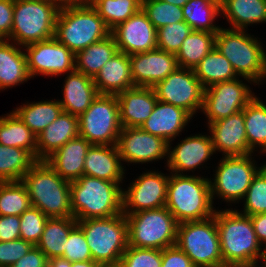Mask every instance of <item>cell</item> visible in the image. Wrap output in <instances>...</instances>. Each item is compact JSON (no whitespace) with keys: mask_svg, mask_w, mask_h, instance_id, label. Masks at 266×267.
<instances>
[{"mask_svg":"<svg viewBox=\"0 0 266 267\" xmlns=\"http://www.w3.org/2000/svg\"><path fill=\"white\" fill-rule=\"evenodd\" d=\"M220 250L224 264L253 265L264 251L255 234L250 216L237 210L215 211Z\"/></svg>","mask_w":266,"mask_h":267,"instance_id":"cell-1","label":"cell"},{"mask_svg":"<svg viewBox=\"0 0 266 267\" xmlns=\"http://www.w3.org/2000/svg\"><path fill=\"white\" fill-rule=\"evenodd\" d=\"M21 181L31 205L48 218L73 217L70 182L56 173L45 160H37Z\"/></svg>","mask_w":266,"mask_h":267,"instance_id":"cell-2","label":"cell"},{"mask_svg":"<svg viewBox=\"0 0 266 267\" xmlns=\"http://www.w3.org/2000/svg\"><path fill=\"white\" fill-rule=\"evenodd\" d=\"M73 218H109L123 213L120 184L96 177L83 175L70 182Z\"/></svg>","mask_w":266,"mask_h":267,"instance_id":"cell-3","label":"cell"},{"mask_svg":"<svg viewBox=\"0 0 266 267\" xmlns=\"http://www.w3.org/2000/svg\"><path fill=\"white\" fill-rule=\"evenodd\" d=\"M165 207L178 223L212 217L216 209L213 206L210 179L172 173L167 184Z\"/></svg>","mask_w":266,"mask_h":267,"instance_id":"cell-4","label":"cell"},{"mask_svg":"<svg viewBox=\"0 0 266 267\" xmlns=\"http://www.w3.org/2000/svg\"><path fill=\"white\" fill-rule=\"evenodd\" d=\"M215 47L231 63L239 78L242 76L256 85L264 79L266 51L261 42L246 30L220 28L216 33Z\"/></svg>","mask_w":266,"mask_h":267,"instance_id":"cell-5","label":"cell"},{"mask_svg":"<svg viewBox=\"0 0 266 267\" xmlns=\"http://www.w3.org/2000/svg\"><path fill=\"white\" fill-rule=\"evenodd\" d=\"M111 34L98 12L91 6H66L59 9L55 38L74 54Z\"/></svg>","mask_w":266,"mask_h":267,"instance_id":"cell-6","label":"cell"},{"mask_svg":"<svg viewBox=\"0 0 266 267\" xmlns=\"http://www.w3.org/2000/svg\"><path fill=\"white\" fill-rule=\"evenodd\" d=\"M60 7L53 0H14L11 37L18 46L55 37Z\"/></svg>","mask_w":266,"mask_h":267,"instance_id":"cell-7","label":"cell"},{"mask_svg":"<svg viewBox=\"0 0 266 267\" xmlns=\"http://www.w3.org/2000/svg\"><path fill=\"white\" fill-rule=\"evenodd\" d=\"M83 230L92 260L98 264L116 263L128 246L127 219L121 213L109 218L77 221Z\"/></svg>","mask_w":266,"mask_h":267,"instance_id":"cell-8","label":"cell"},{"mask_svg":"<svg viewBox=\"0 0 266 267\" xmlns=\"http://www.w3.org/2000/svg\"><path fill=\"white\" fill-rule=\"evenodd\" d=\"M125 216L129 246L163 250L176 245L178 222L166 207Z\"/></svg>","mask_w":266,"mask_h":267,"instance_id":"cell-9","label":"cell"},{"mask_svg":"<svg viewBox=\"0 0 266 267\" xmlns=\"http://www.w3.org/2000/svg\"><path fill=\"white\" fill-rule=\"evenodd\" d=\"M176 245L195 267H219L223 263L215 217L178 223Z\"/></svg>","mask_w":266,"mask_h":267,"instance_id":"cell-10","label":"cell"},{"mask_svg":"<svg viewBox=\"0 0 266 267\" xmlns=\"http://www.w3.org/2000/svg\"><path fill=\"white\" fill-rule=\"evenodd\" d=\"M79 136L91 145H116L122 129L116 95L99 94L79 117Z\"/></svg>","mask_w":266,"mask_h":267,"instance_id":"cell-11","label":"cell"},{"mask_svg":"<svg viewBox=\"0 0 266 267\" xmlns=\"http://www.w3.org/2000/svg\"><path fill=\"white\" fill-rule=\"evenodd\" d=\"M252 156H224L221 159L213 181L210 179L212 200L215 195L231 203L244 199L253 177L264 166L256 167Z\"/></svg>","mask_w":266,"mask_h":267,"instance_id":"cell-12","label":"cell"},{"mask_svg":"<svg viewBox=\"0 0 266 267\" xmlns=\"http://www.w3.org/2000/svg\"><path fill=\"white\" fill-rule=\"evenodd\" d=\"M153 89L159 101L182 108L192 117L202 109L204 88L192 69L177 68Z\"/></svg>","mask_w":266,"mask_h":267,"instance_id":"cell-13","label":"cell"},{"mask_svg":"<svg viewBox=\"0 0 266 267\" xmlns=\"http://www.w3.org/2000/svg\"><path fill=\"white\" fill-rule=\"evenodd\" d=\"M254 97L250 87L239 80V77L219 82L204 89L201 111L210 124L242 111Z\"/></svg>","mask_w":266,"mask_h":267,"instance_id":"cell-14","label":"cell"},{"mask_svg":"<svg viewBox=\"0 0 266 267\" xmlns=\"http://www.w3.org/2000/svg\"><path fill=\"white\" fill-rule=\"evenodd\" d=\"M27 68L35 75L59 76L75 71V54L55 37L24 46Z\"/></svg>","mask_w":266,"mask_h":267,"instance_id":"cell-15","label":"cell"},{"mask_svg":"<svg viewBox=\"0 0 266 267\" xmlns=\"http://www.w3.org/2000/svg\"><path fill=\"white\" fill-rule=\"evenodd\" d=\"M169 176L156 171L141 174L122 192L123 214L165 207Z\"/></svg>","mask_w":266,"mask_h":267,"instance_id":"cell-16","label":"cell"},{"mask_svg":"<svg viewBox=\"0 0 266 267\" xmlns=\"http://www.w3.org/2000/svg\"><path fill=\"white\" fill-rule=\"evenodd\" d=\"M116 146L123 162L143 164L168 158V142L140 127L122 128Z\"/></svg>","mask_w":266,"mask_h":267,"instance_id":"cell-17","label":"cell"},{"mask_svg":"<svg viewBox=\"0 0 266 267\" xmlns=\"http://www.w3.org/2000/svg\"><path fill=\"white\" fill-rule=\"evenodd\" d=\"M118 50L127 55L144 53L157 48V29L142 8L128 20L111 30Z\"/></svg>","mask_w":266,"mask_h":267,"instance_id":"cell-18","label":"cell"},{"mask_svg":"<svg viewBox=\"0 0 266 267\" xmlns=\"http://www.w3.org/2000/svg\"><path fill=\"white\" fill-rule=\"evenodd\" d=\"M129 58L134 86L154 87L179 68L176 55L159 48Z\"/></svg>","mask_w":266,"mask_h":267,"instance_id":"cell-19","label":"cell"},{"mask_svg":"<svg viewBox=\"0 0 266 267\" xmlns=\"http://www.w3.org/2000/svg\"><path fill=\"white\" fill-rule=\"evenodd\" d=\"M168 146L167 166L174 174L184 175L204 165L216 153L211 136L195 134L182 139L173 149ZM172 150V151H171Z\"/></svg>","mask_w":266,"mask_h":267,"instance_id":"cell-20","label":"cell"},{"mask_svg":"<svg viewBox=\"0 0 266 267\" xmlns=\"http://www.w3.org/2000/svg\"><path fill=\"white\" fill-rule=\"evenodd\" d=\"M215 152L224 156L252 154L248 147L244 125V111L208 124Z\"/></svg>","mask_w":266,"mask_h":267,"instance_id":"cell-21","label":"cell"},{"mask_svg":"<svg viewBox=\"0 0 266 267\" xmlns=\"http://www.w3.org/2000/svg\"><path fill=\"white\" fill-rule=\"evenodd\" d=\"M122 128L141 127L157 102L153 87L135 86L116 95Z\"/></svg>","mask_w":266,"mask_h":267,"instance_id":"cell-22","label":"cell"},{"mask_svg":"<svg viewBox=\"0 0 266 267\" xmlns=\"http://www.w3.org/2000/svg\"><path fill=\"white\" fill-rule=\"evenodd\" d=\"M192 116L184 109L157 100L152 114L141 125V129L152 135L163 138L171 146V142L179 136Z\"/></svg>","mask_w":266,"mask_h":267,"instance_id":"cell-23","label":"cell"},{"mask_svg":"<svg viewBox=\"0 0 266 267\" xmlns=\"http://www.w3.org/2000/svg\"><path fill=\"white\" fill-rule=\"evenodd\" d=\"M79 136V118L62 113L36 136V160H45L66 142Z\"/></svg>","mask_w":266,"mask_h":267,"instance_id":"cell-24","label":"cell"},{"mask_svg":"<svg viewBox=\"0 0 266 267\" xmlns=\"http://www.w3.org/2000/svg\"><path fill=\"white\" fill-rule=\"evenodd\" d=\"M90 146L85 138L77 136L66 142L45 161L64 180L73 182L84 175V160Z\"/></svg>","mask_w":266,"mask_h":267,"instance_id":"cell-25","label":"cell"},{"mask_svg":"<svg viewBox=\"0 0 266 267\" xmlns=\"http://www.w3.org/2000/svg\"><path fill=\"white\" fill-rule=\"evenodd\" d=\"M116 145H91L84 160V175L122 183L124 166Z\"/></svg>","mask_w":266,"mask_h":267,"instance_id":"cell-26","label":"cell"},{"mask_svg":"<svg viewBox=\"0 0 266 267\" xmlns=\"http://www.w3.org/2000/svg\"><path fill=\"white\" fill-rule=\"evenodd\" d=\"M63 87V99L58 100L63 111L80 116L99 95L94 80L78 71L67 74Z\"/></svg>","mask_w":266,"mask_h":267,"instance_id":"cell-27","label":"cell"},{"mask_svg":"<svg viewBox=\"0 0 266 267\" xmlns=\"http://www.w3.org/2000/svg\"><path fill=\"white\" fill-rule=\"evenodd\" d=\"M99 94L117 95L134 86L129 55L118 52L93 79Z\"/></svg>","mask_w":266,"mask_h":267,"instance_id":"cell-28","label":"cell"},{"mask_svg":"<svg viewBox=\"0 0 266 267\" xmlns=\"http://www.w3.org/2000/svg\"><path fill=\"white\" fill-rule=\"evenodd\" d=\"M10 40L0 43V90L30 80L25 52Z\"/></svg>","mask_w":266,"mask_h":267,"instance_id":"cell-29","label":"cell"},{"mask_svg":"<svg viewBox=\"0 0 266 267\" xmlns=\"http://www.w3.org/2000/svg\"><path fill=\"white\" fill-rule=\"evenodd\" d=\"M220 10L231 29L246 30L250 24L266 22V0H220Z\"/></svg>","mask_w":266,"mask_h":267,"instance_id":"cell-30","label":"cell"},{"mask_svg":"<svg viewBox=\"0 0 266 267\" xmlns=\"http://www.w3.org/2000/svg\"><path fill=\"white\" fill-rule=\"evenodd\" d=\"M119 52L112 34L75 54V71L95 78L101 68Z\"/></svg>","mask_w":266,"mask_h":267,"instance_id":"cell-31","label":"cell"},{"mask_svg":"<svg viewBox=\"0 0 266 267\" xmlns=\"http://www.w3.org/2000/svg\"><path fill=\"white\" fill-rule=\"evenodd\" d=\"M76 225L77 220L73 217L49 218L36 246L48 259L62 256L68 235Z\"/></svg>","mask_w":266,"mask_h":267,"instance_id":"cell-32","label":"cell"},{"mask_svg":"<svg viewBox=\"0 0 266 267\" xmlns=\"http://www.w3.org/2000/svg\"><path fill=\"white\" fill-rule=\"evenodd\" d=\"M62 111L60 103L55 99L33 103L28 102L13 110L36 136L50 125Z\"/></svg>","mask_w":266,"mask_h":267,"instance_id":"cell-33","label":"cell"},{"mask_svg":"<svg viewBox=\"0 0 266 267\" xmlns=\"http://www.w3.org/2000/svg\"><path fill=\"white\" fill-rule=\"evenodd\" d=\"M216 33L193 30L175 54L180 68L192 69L215 48Z\"/></svg>","mask_w":266,"mask_h":267,"instance_id":"cell-34","label":"cell"},{"mask_svg":"<svg viewBox=\"0 0 266 267\" xmlns=\"http://www.w3.org/2000/svg\"><path fill=\"white\" fill-rule=\"evenodd\" d=\"M0 144L23 148L36 159V135L13 111L0 117Z\"/></svg>","mask_w":266,"mask_h":267,"instance_id":"cell-35","label":"cell"},{"mask_svg":"<svg viewBox=\"0 0 266 267\" xmlns=\"http://www.w3.org/2000/svg\"><path fill=\"white\" fill-rule=\"evenodd\" d=\"M194 73L204 89L219 82L238 78L231 63L216 47L199 62Z\"/></svg>","mask_w":266,"mask_h":267,"instance_id":"cell-36","label":"cell"},{"mask_svg":"<svg viewBox=\"0 0 266 267\" xmlns=\"http://www.w3.org/2000/svg\"><path fill=\"white\" fill-rule=\"evenodd\" d=\"M184 21L197 31L217 33L221 27L214 25V19L221 13L220 0H189L183 7Z\"/></svg>","mask_w":266,"mask_h":267,"instance_id":"cell-37","label":"cell"},{"mask_svg":"<svg viewBox=\"0 0 266 267\" xmlns=\"http://www.w3.org/2000/svg\"><path fill=\"white\" fill-rule=\"evenodd\" d=\"M248 147L254 151L261 148L266 153V105L254 97L243 109ZM259 145V146H258Z\"/></svg>","mask_w":266,"mask_h":267,"instance_id":"cell-38","label":"cell"},{"mask_svg":"<svg viewBox=\"0 0 266 267\" xmlns=\"http://www.w3.org/2000/svg\"><path fill=\"white\" fill-rule=\"evenodd\" d=\"M36 161L23 148L0 144V182L21 181Z\"/></svg>","mask_w":266,"mask_h":267,"instance_id":"cell-39","label":"cell"},{"mask_svg":"<svg viewBox=\"0 0 266 267\" xmlns=\"http://www.w3.org/2000/svg\"><path fill=\"white\" fill-rule=\"evenodd\" d=\"M91 6L112 30L137 13L142 8V0H92Z\"/></svg>","mask_w":266,"mask_h":267,"instance_id":"cell-40","label":"cell"},{"mask_svg":"<svg viewBox=\"0 0 266 267\" xmlns=\"http://www.w3.org/2000/svg\"><path fill=\"white\" fill-rule=\"evenodd\" d=\"M31 206L29 194L22 181L0 182L1 216H20Z\"/></svg>","mask_w":266,"mask_h":267,"instance_id":"cell-41","label":"cell"},{"mask_svg":"<svg viewBox=\"0 0 266 267\" xmlns=\"http://www.w3.org/2000/svg\"><path fill=\"white\" fill-rule=\"evenodd\" d=\"M142 10L156 29L184 21L182 7L161 0H142Z\"/></svg>","mask_w":266,"mask_h":267,"instance_id":"cell-42","label":"cell"},{"mask_svg":"<svg viewBox=\"0 0 266 267\" xmlns=\"http://www.w3.org/2000/svg\"><path fill=\"white\" fill-rule=\"evenodd\" d=\"M244 200V210L241 214L252 216L266 213V164L253 177Z\"/></svg>","mask_w":266,"mask_h":267,"instance_id":"cell-43","label":"cell"},{"mask_svg":"<svg viewBox=\"0 0 266 267\" xmlns=\"http://www.w3.org/2000/svg\"><path fill=\"white\" fill-rule=\"evenodd\" d=\"M192 31L193 29L185 21L162 26L157 29V48L176 54Z\"/></svg>","mask_w":266,"mask_h":267,"instance_id":"cell-44","label":"cell"},{"mask_svg":"<svg viewBox=\"0 0 266 267\" xmlns=\"http://www.w3.org/2000/svg\"><path fill=\"white\" fill-rule=\"evenodd\" d=\"M48 219L40 209L31 206L20 215V237L36 246Z\"/></svg>","mask_w":266,"mask_h":267,"instance_id":"cell-45","label":"cell"},{"mask_svg":"<svg viewBox=\"0 0 266 267\" xmlns=\"http://www.w3.org/2000/svg\"><path fill=\"white\" fill-rule=\"evenodd\" d=\"M120 262L123 267H161L162 250L128 245Z\"/></svg>","mask_w":266,"mask_h":267,"instance_id":"cell-46","label":"cell"},{"mask_svg":"<svg viewBox=\"0 0 266 267\" xmlns=\"http://www.w3.org/2000/svg\"><path fill=\"white\" fill-rule=\"evenodd\" d=\"M61 257L71 262L92 260L84 232L78 225L70 231L66 240L65 251Z\"/></svg>","mask_w":266,"mask_h":267,"instance_id":"cell-47","label":"cell"},{"mask_svg":"<svg viewBox=\"0 0 266 267\" xmlns=\"http://www.w3.org/2000/svg\"><path fill=\"white\" fill-rule=\"evenodd\" d=\"M34 245L22 238L0 241V267H11L22 258Z\"/></svg>","mask_w":266,"mask_h":267,"instance_id":"cell-48","label":"cell"},{"mask_svg":"<svg viewBox=\"0 0 266 267\" xmlns=\"http://www.w3.org/2000/svg\"><path fill=\"white\" fill-rule=\"evenodd\" d=\"M161 267H195L191 259L177 246L162 250Z\"/></svg>","mask_w":266,"mask_h":267,"instance_id":"cell-49","label":"cell"},{"mask_svg":"<svg viewBox=\"0 0 266 267\" xmlns=\"http://www.w3.org/2000/svg\"><path fill=\"white\" fill-rule=\"evenodd\" d=\"M20 237V216L0 215V241H11Z\"/></svg>","mask_w":266,"mask_h":267,"instance_id":"cell-50","label":"cell"},{"mask_svg":"<svg viewBox=\"0 0 266 267\" xmlns=\"http://www.w3.org/2000/svg\"><path fill=\"white\" fill-rule=\"evenodd\" d=\"M14 0H0V34L5 38L11 37L13 28Z\"/></svg>","mask_w":266,"mask_h":267,"instance_id":"cell-51","label":"cell"},{"mask_svg":"<svg viewBox=\"0 0 266 267\" xmlns=\"http://www.w3.org/2000/svg\"><path fill=\"white\" fill-rule=\"evenodd\" d=\"M48 260L37 246H33L27 254L16 261L11 267H43Z\"/></svg>","mask_w":266,"mask_h":267,"instance_id":"cell-52","label":"cell"},{"mask_svg":"<svg viewBox=\"0 0 266 267\" xmlns=\"http://www.w3.org/2000/svg\"><path fill=\"white\" fill-rule=\"evenodd\" d=\"M250 218L257 239L260 242L261 246H263L264 251V249H266V213L255 214L250 216ZM262 244H265V246Z\"/></svg>","mask_w":266,"mask_h":267,"instance_id":"cell-53","label":"cell"},{"mask_svg":"<svg viewBox=\"0 0 266 267\" xmlns=\"http://www.w3.org/2000/svg\"><path fill=\"white\" fill-rule=\"evenodd\" d=\"M72 262L63 257L50 258L43 267H71Z\"/></svg>","mask_w":266,"mask_h":267,"instance_id":"cell-54","label":"cell"},{"mask_svg":"<svg viewBox=\"0 0 266 267\" xmlns=\"http://www.w3.org/2000/svg\"><path fill=\"white\" fill-rule=\"evenodd\" d=\"M60 8L66 6H88L92 0H53Z\"/></svg>","mask_w":266,"mask_h":267,"instance_id":"cell-55","label":"cell"},{"mask_svg":"<svg viewBox=\"0 0 266 267\" xmlns=\"http://www.w3.org/2000/svg\"><path fill=\"white\" fill-rule=\"evenodd\" d=\"M98 263L93 260L72 262L71 267H98Z\"/></svg>","mask_w":266,"mask_h":267,"instance_id":"cell-56","label":"cell"},{"mask_svg":"<svg viewBox=\"0 0 266 267\" xmlns=\"http://www.w3.org/2000/svg\"><path fill=\"white\" fill-rule=\"evenodd\" d=\"M161 1L173 4L179 7H183V5L189 0H161Z\"/></svg>","mask_w":266,"mask_h":267,"instance_id":"cell-57","label":"cell"},{"mask_svg":"<svg viewBox=\"0 0 266 267\" xmlns=\"http://www.w3.org/2000/svg\"><path fill=\"white\" fill-rule=\"evenodd\" d=\"M98 267H123V265L119 261V262H116V263L99 264Z\"/></svg>","mask_w":266,"mask_h":267,"instance_id":"cell-58","label":"cell"},{"mask_svg":"<svg viewBox=\"0 0 266 267\" xmlns=\"http://www.w3.org/2000/svg\"><path fill=\"white\" fill-rule=\"evenodd\" d=\"M219 267H253L249 264H222Z\"/></svg>","mask_w":266,"mask_h":267,"instance_id":"cell-59","label":"cell"},{"mask_svg":"<svg viewBox=\"0 0 266 267\" xmlns=\"http://www.w3.org/2000/svg\"><path fill=\"white\" fill-rule=\"evenodd\" d=\"M257 265H258V261H256L252 266L253 267H257ZM264 265V266H263ZM263 265H262V267H266V262L263 260ZM260 267V266H259Z\"/></svg>","mask_w":266,"mask_h":267,"instance_id":"cell-60","label":"cell"},{"mask_svg":"<svg viewBox=\"0 0 266 267\" xmlns=\"http://www.w3.org/2000/svg\"><path fill=\"white\" fill-rule=\"evenodd\" d=\"M5 38L0 34V43L3 42Z\"/></svg>","mask_w":266,"mask_h":267,"instance_id":"cell-61","label":"cell"},{"mask_svg":"<svg viewBox=\"0 0 266 267\" xmlns=\"http://www.w3.org/2000/svg\"><path fill=\"white\" fill-rule=\"evenodd\" d=\"M262 260H264L266 262V253L263 254Z\"/></svg>","mask_w":266,"mask_h":267,"instance_id":"cell-62","label":"cell"}]
</instances>
